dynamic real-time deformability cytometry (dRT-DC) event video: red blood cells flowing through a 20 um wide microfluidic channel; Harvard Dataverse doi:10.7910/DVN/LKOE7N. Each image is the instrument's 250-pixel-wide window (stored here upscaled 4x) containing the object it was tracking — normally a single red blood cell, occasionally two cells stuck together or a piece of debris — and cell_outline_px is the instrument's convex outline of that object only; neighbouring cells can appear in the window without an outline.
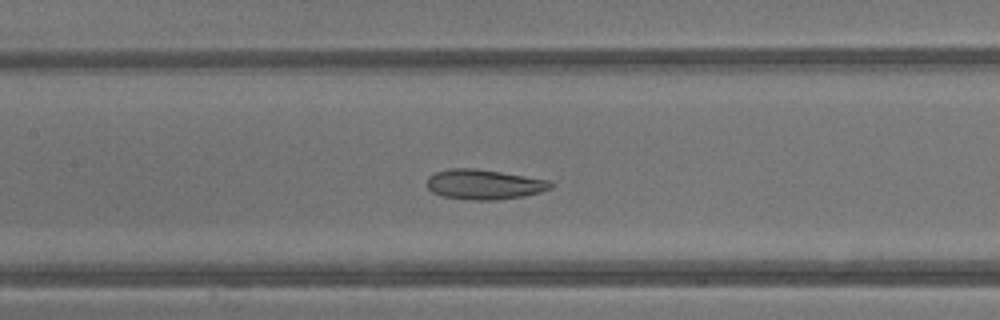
{"species": "common noctule bat (a hibernating species)", "species_latin": "Nyctalus noctula", "temperature_condition": "warm", "stored_images_in_passage": 35, "camera_frame_rate_fps": 3000, "um_per_image_px": 0.085, "animal": {"sex": "male", "body_mass_g": 13.3}, "frame": {"image": 1, "passage_image": 12, "time_ms": 3.667, "image_size_px": [1000, 320], "cell_outline_px": [[556, 184], [552, 188], [540, 192], [524, 196], [496, 200], [472, 200], [444, 196], [432, 192], [428, 188], [428, 176], [436, 172], [448, 168], [476, 168], [552, 180]], "centroid_in_image_um": [41.21, 15.66], "position_along_channel_um": 166.2, "area_um2": 21.79}}
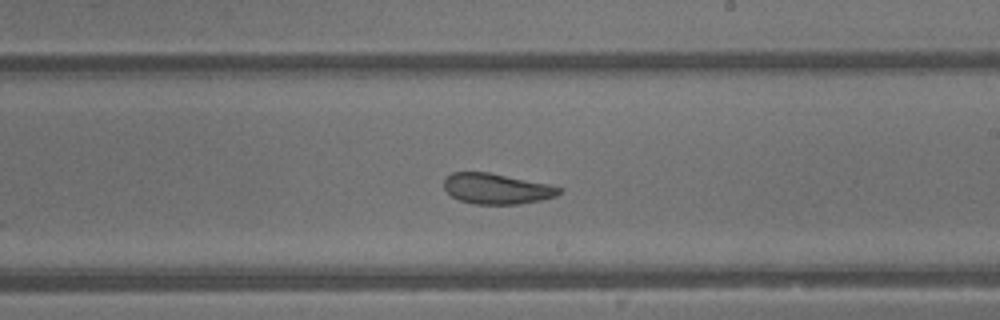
{"frame": {"image": 2, "passage_image": 17, "time_ms": 5.333, "image_size_px": [1000, 320], "cell_outline_px": [[564, 188], [556, 196], [540, 200], [520, 204], [476, 204], [460, 200], [452, 196], [444, 188], [444, 180], [452, 172], [488, 172], [548, 184]], "centroid_in_image_um": [42.22, 16.04], "position_along_channel_um": 246.8, "area_um2": 20.35}}
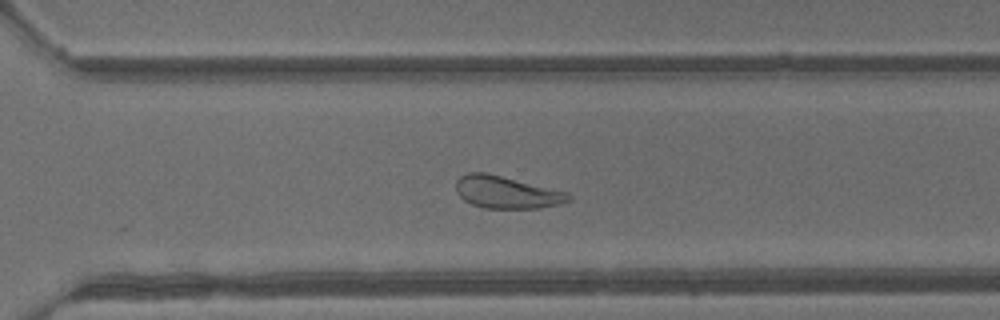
{"frame": {"image": 3, "passage_image": 22, "time_ms": 7.0, "image_size_px": [1000, 320], "cell_outline_px": [[572, 196], [568, 200], [560, 204], [536, 208], [484, 208], [472, 204], [464, 200], [456, 192], [456, 180], [460, 176], [468, 172], [484, 172], [568, 192]], "centroid_in_image_um": [43.02, 16.34], "position_along_channel_um": 327.6, "area_um2": 20.98}, "authors_computed_cell_mechanics": {"area_um2": 22.6576, "velocity_mm_per_s": 4.8677, "shape_relaxation_time_tau1_ms": 5.9843, "shape_relaxation_time_tau2_ms": 2.2612, "deformation_change_tau1": 0.1354, "deformation_change_tau2": 0.1029}}